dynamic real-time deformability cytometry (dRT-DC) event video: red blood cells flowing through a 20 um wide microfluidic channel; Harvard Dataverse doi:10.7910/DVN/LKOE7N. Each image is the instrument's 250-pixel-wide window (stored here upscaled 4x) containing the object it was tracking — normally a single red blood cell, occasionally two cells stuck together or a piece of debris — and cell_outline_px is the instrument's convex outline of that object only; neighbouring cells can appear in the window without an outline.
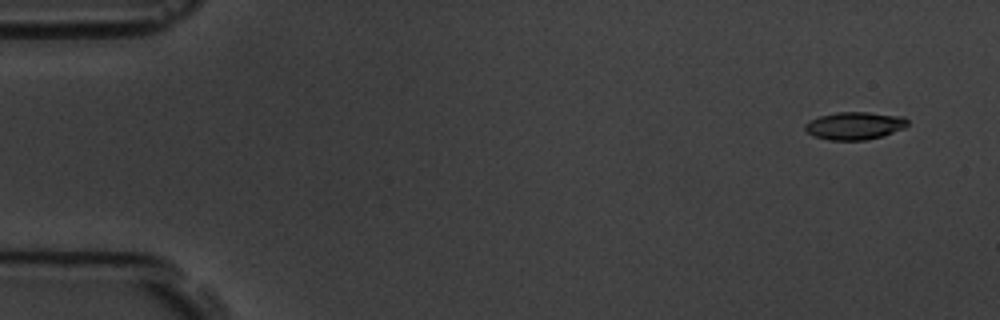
{"species": "common noctule bat (a hibernating species)", "species_latin": "Nyctalus noctula", "temperature_condition": "room temperature", "stored_images_in_passage": 6, "camera_frame_rate_fps": 3000, "um_per_image_px": 0.085, "animal": {"sex": "male", "body_mass_g": 19.5, "forearm_length_mm": 54.6}, "frame": {"image": 1, "passage_image": 1, "time_ms": 0.0, "image_size_px": [1000, 320], "cell_outline_px": [[908, 124], [904, 128], [880, 136], [864, 140], [828, 140], [812, 136], [804, 128], [804, 124], [808, 120], [820, 116], [836, 112], [868, 112], [904, 116], [908, 120]], "centroid_in_image_um": [72.61, 10.67], "position_along_channel_um": 12.4, "area_um2": 16.59}}
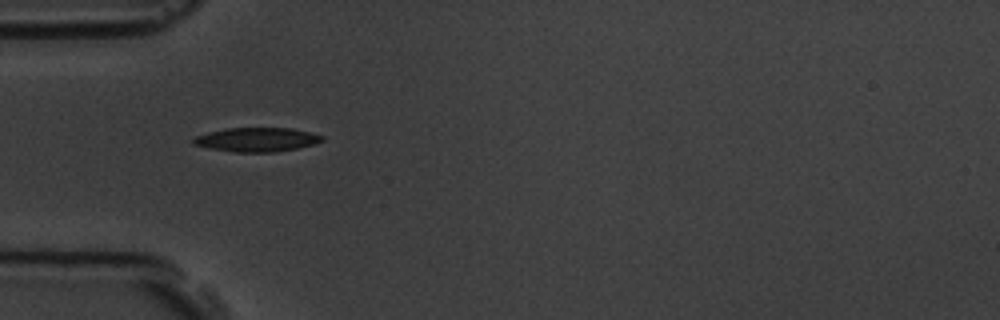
{"frame": {"image": 2, "passage_image": 5, "time_ms": 4.667, "image_size_px": [1000, 320], "cell_outline_px": [[324, 140], [312, 144], [296, 148], [276, 152], [236, 152], [208, 148], [192, 144], [192, 140], [196, 136], [208, 132], [224, 128], [292, 128], [324, 136]], "centroid_in_image_um": [21.79, 11.86], "position_along_channel_um": 63.2, "area_um2": 17.98}}
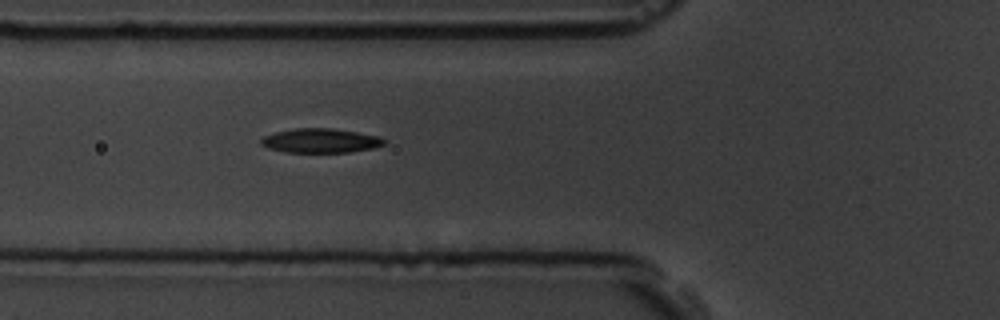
{"frame": {"image": 3, "passage_image": 6, "time_ms": 5.667, "image_size_px": [1000, 320], "cell_outline_px": [[384, 144], [372, 148], [348, 152], [284, 152], [268, 148], [260, 144], [260, 140], [264, 136], [276, 132], [292, 128], [332, 128], [380, 136], [384, 140]], "centroid_in_image_um": [27.2, 11.95], "position_along_channel_um": 98.6, "area_um2": 17.34}}